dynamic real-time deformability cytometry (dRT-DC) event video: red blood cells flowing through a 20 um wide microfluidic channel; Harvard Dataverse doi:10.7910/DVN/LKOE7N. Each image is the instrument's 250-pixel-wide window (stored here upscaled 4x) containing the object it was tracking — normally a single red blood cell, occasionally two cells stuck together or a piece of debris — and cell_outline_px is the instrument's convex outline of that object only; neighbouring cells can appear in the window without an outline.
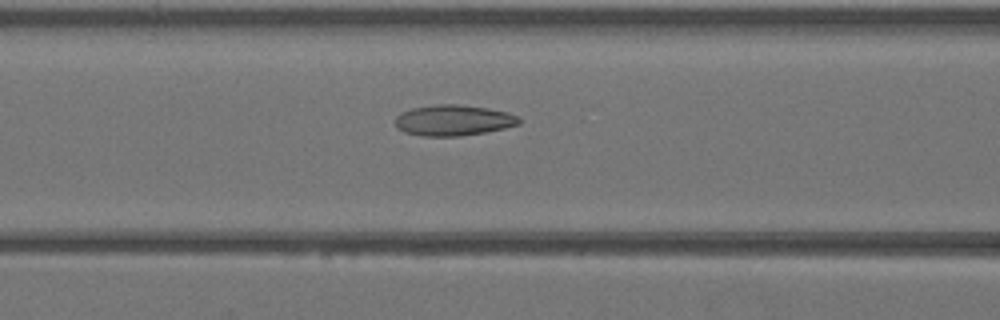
{"species": "Egyptian fruit bat (a non-hibernating species)", "species_latin": "Rousettus aegyptiacus", "temperature_condition": "warm", "stored_images_in_passage": 42, "camera_frame_rate_fps": 3000, "um_per_image_px": 0.085, "animal": {"sex": "female"}, "frame": {"image": 1, "passage_image": 18, "time_ms": 5.667, "image_size_px": [1000, 320], "cell_outline_px": [[520, 124], [504, 128], [484, 132], [460, 136], [424, 136], [404, 132], [396, 128], [396, 116], [400, 112], [412, 108], [436, 104], [456, 104], [488, 108], [508, 112], [516, 116], [520, 120]], "centroid_in_image_um": [38.51, 10.22], "position_along_channel_um": 128.1, "area_um2": 22.2}}
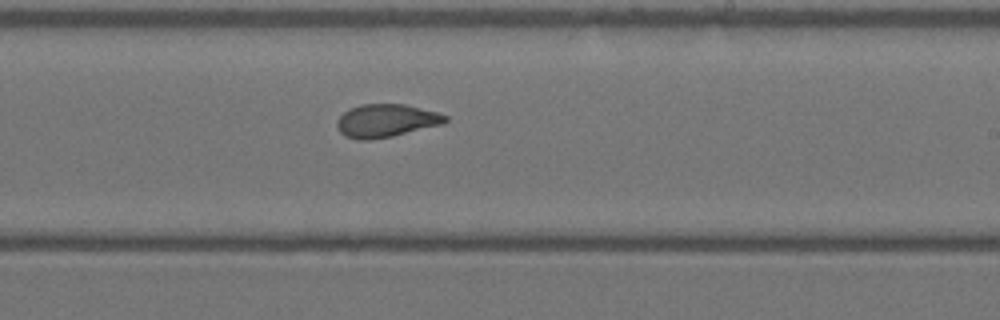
{"frame": {"image": 2, "passage_image": 26, "time_ms": 8.333, "image_size_px": [1000, 320], "cell_outline_px": [[448, 120], [444, 124], [392, 136], [368, 140], [360, 140], [344, 136], [336, 128], [336, 120], [348, 108], [360, 104], [404, 104], [436, 112], [448, 116]], "centroid_in_image_um": [32.79, 10.26], "position_along_channel_um": 256.2, "area_um2": 20.98}}
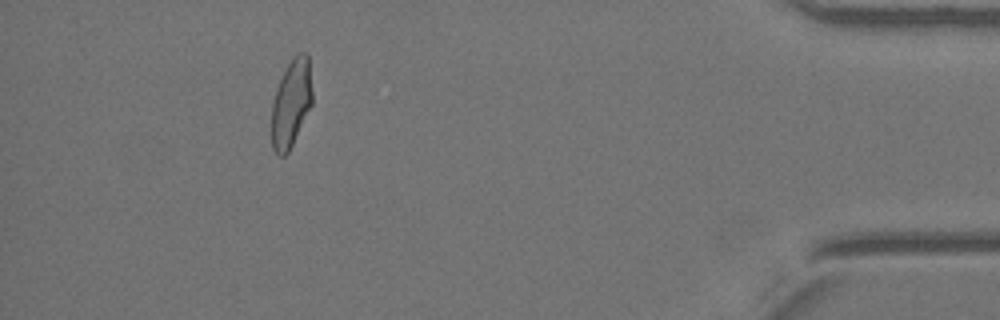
{"frame": {"image": 3, "passage_image": 39, "time_ms": 12.667, "image_size_px": [1000, 320], "cell_outline_px": [[312, 104], [288, 152], [284, 156], [280, 156], [272, 148], [272, 100], [276, 88], [288, 64], [300, 52], [308, 52], [312, 92]], "centroid_in_image_um": [24.75, 8.77], "position_along_channel_um": 410.5, "area_um2": 20.52}}